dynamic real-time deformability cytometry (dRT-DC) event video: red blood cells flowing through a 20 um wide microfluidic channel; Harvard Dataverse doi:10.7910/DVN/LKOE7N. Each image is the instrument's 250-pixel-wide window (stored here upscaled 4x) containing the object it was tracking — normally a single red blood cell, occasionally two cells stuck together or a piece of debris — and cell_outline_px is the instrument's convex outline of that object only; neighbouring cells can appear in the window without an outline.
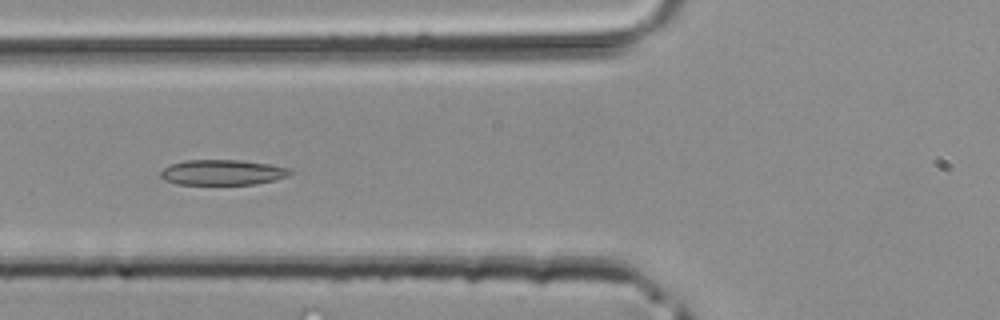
{"species": "common noctule bat (a hibernating species)", "species_latin": "Nyctalus noctula", "temperature_condition": "room temperature", "stored_images_in_passage": 40, "camera_frame_rate_fps": 3000, "um_per_image_px": 0.085, "animal": {"sex": "male", "body_mass_g": 20.4}, "frame": {"image": 1, "passage_image": 14, "time_ms": 4.333, "image_size_px": [1000, 320], "cell_outline_px": [[296, 172], [288, 176], [256, 184], [176, 184], [164, 180], [160, 176], [160, 172], [164, 168], [172, 164], [184, 160], [240, 160], [272, 164], [292, 168]], "centroid_in_image_um": [18.97, 14.64], "position_along_channel_um": 106.8, "area_um2": 19.31}}
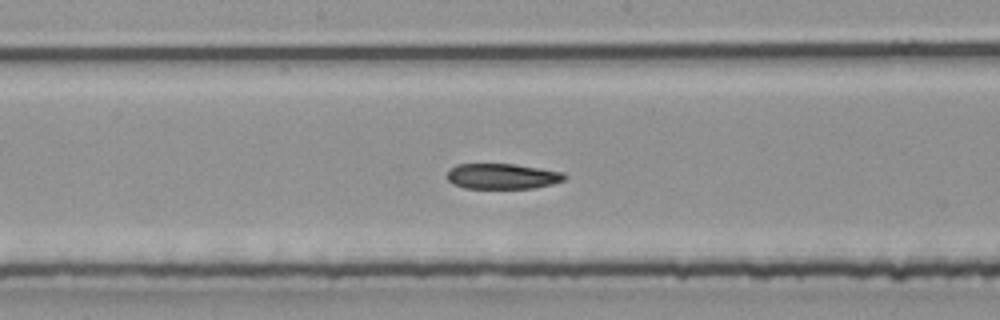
{"frame": {"image": 2, "passage_image": 20, "time_ms": 6.333, "image_size_px": [1000, 320], "cell_outline_px": [[568, 176], [564, 180], [552, 184], [536, 188], [464, 188], [452, 184], [448, 180], [448, 172], [456, 164], [516, 164], [564, 172]], "centroid_in_image_um": [42.73, 14.98], "position_along_channel_um": 205.5, "area_um2": 17.51}}
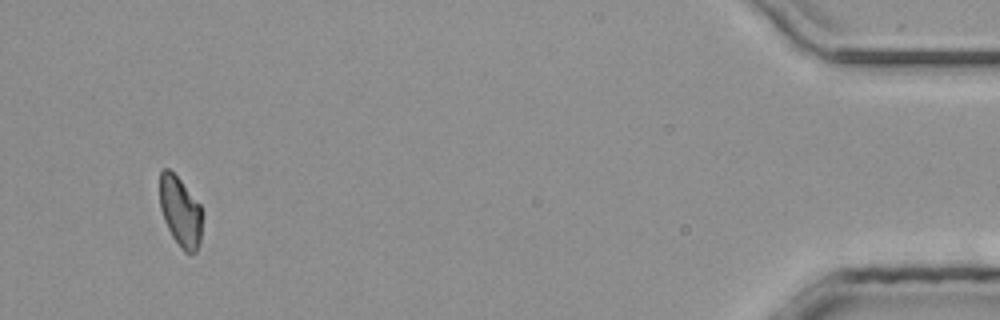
{"frame": {"image": 3, "passage_image": 38, "time_ms": 12.333, "image_size_px": [1000, 320], "cell_outline_px": [[204, 212], [200, 244], [196, 252], [184, 252], [180, 248], [172, 236], [164, 220], [160, 208], [160, 172], [164, 168], [168, 168], [180, 180], [200, 204]], "centroid_in_image_um": [15.36, 18.02], "position_along_channel_um": 419.8, "area_um2": 17.57}}